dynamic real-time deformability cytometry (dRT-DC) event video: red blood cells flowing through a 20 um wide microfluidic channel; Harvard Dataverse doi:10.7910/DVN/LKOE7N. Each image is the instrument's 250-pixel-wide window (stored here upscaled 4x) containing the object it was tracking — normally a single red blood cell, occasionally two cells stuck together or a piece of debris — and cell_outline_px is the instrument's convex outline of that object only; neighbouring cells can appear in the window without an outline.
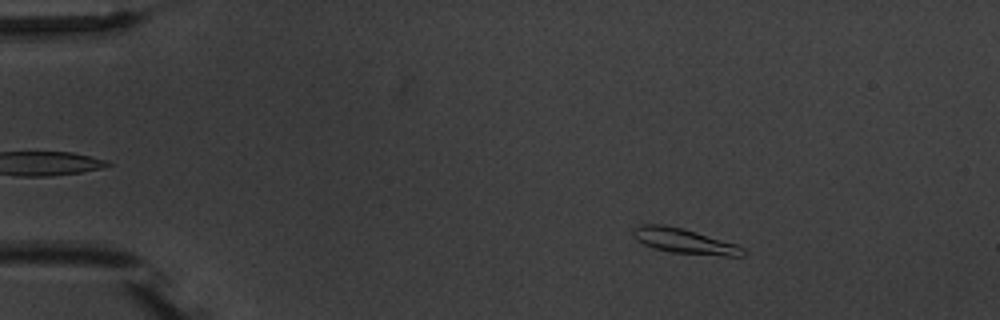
{"species": "common noctule bat (a hibernating species)", "species_latin": "Nyctalus noctula", "temperature_condition": "warm", "stored_images_in_passage": 5, "camera_frame_rate_fps": 3000, "um_per_image_px": 0.085, "animal": {"sex": "male", "body_mass_g": 20.1, "forearm_length_mm": 53.5}, "frame": {"image": 1, "passage_image": 2, "time_ms": 1.333, "image_size_px": [1000, 320], "cell_outline_px": [[744, 256], [724, 256], [672, 252], [652, 248], [636, 240], [632, 232], [632, 228], [640, 224], [664, 224], [696, 232], [736, 244], [744, 248]], "centroid_in_image_um": [58.13, 20.48], "position_along_channel_um": 26.9, "area_um2": 15.95}}